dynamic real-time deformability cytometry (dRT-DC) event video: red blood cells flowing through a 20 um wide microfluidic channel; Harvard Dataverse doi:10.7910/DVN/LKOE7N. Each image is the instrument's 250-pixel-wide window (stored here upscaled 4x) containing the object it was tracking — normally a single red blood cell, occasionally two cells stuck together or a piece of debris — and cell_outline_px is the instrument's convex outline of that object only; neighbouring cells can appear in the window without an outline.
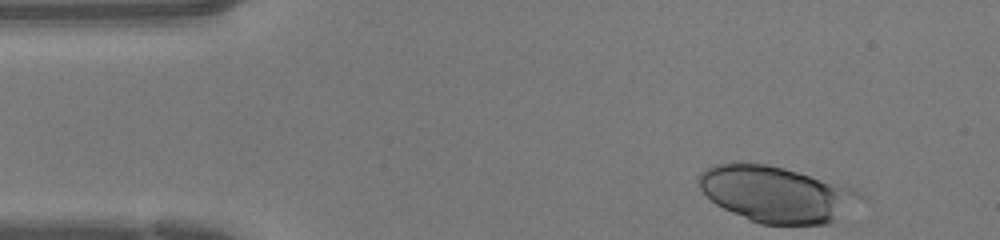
{"species": "human", "species_latin": "Homo sapiens", "temperature_condition": "warm", "stored_images_in_passage": 35, "camera_frame_rate_fps": 3000, "um_per_image_px": 0.085, "donor": {"sex": "female"}, "frame": {"image": 1, "passage_image": 1, "time_ms": 0.0, "image_size_px": [1000, 240], "cell_outline_px": [[868, 196], [832, 224], [760, 224], [748, 220], [716, 204], [700, 188], [700, 172], [716, 164], [732, 160], [740, 160], [764, 164], [784, 168], [856, 188], [864, 192]], "centroid_in_image_um": [66.06, 16.49], "position_along_channel_um": 18.9, "area_um2": 53.41}}
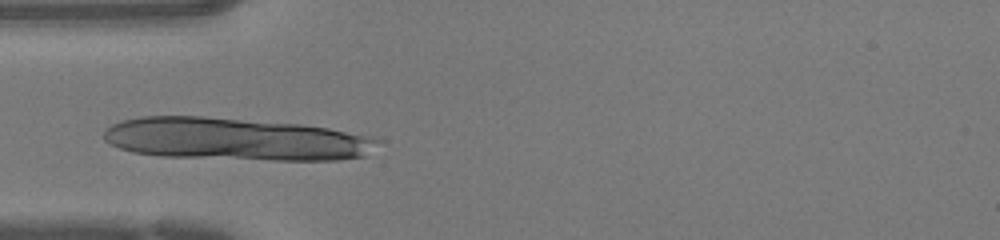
{"frame": {"image": 2, "passage_image": 10, "time_ms": 3.0, "image_size_px": [1000, 240], "cell_outline_px": [[384, 140], [364, 156], [340, 160], [272, 160], [160, 156], [132, 152], [120, 148], [104, 140], [104, 132], [112, 124], [120, 120], [140, 116], [204, 116], [300, 124], [328, 128], [376, 136]], "centroid_in_image_um": [20.06, 11.82], "position_along_channel_um": 64.9, "area_um2": 68.44}}